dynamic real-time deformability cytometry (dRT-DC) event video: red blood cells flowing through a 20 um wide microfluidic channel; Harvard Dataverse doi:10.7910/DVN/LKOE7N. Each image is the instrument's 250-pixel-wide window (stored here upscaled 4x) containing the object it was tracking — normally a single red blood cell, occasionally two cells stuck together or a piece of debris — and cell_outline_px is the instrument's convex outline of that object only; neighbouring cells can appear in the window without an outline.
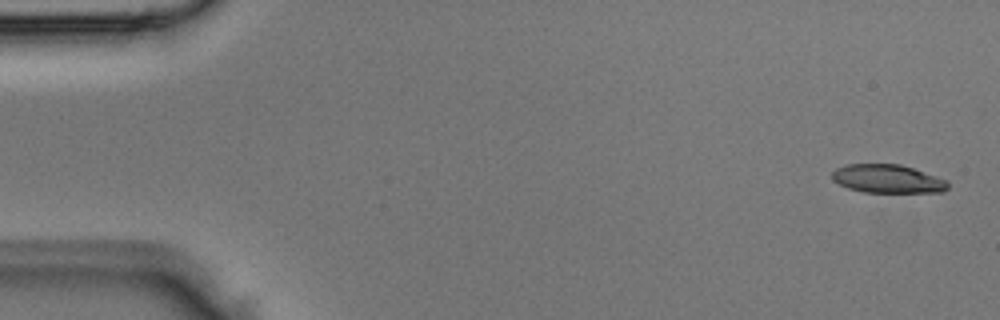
{"species": "Egyptian fruit bat (a non-hibernating species)", "species_latin": "Rousettus aegyptiacus", "temperature_condition": "room temperature", "stored_images_in_passage": 4, "camera_frame_rate_fps": 3000, "um_per_image_px": 0.085, "animal": {"sex": "male"}, "frame": {"image": 1, "passage_image": 1, "time_ms": 0.0, "image_size_px": [1000, 320], "cell_outline_px": [[948, 188], [944, 192], [864, 192], [848, 188], [832, 180], [832, 172], [836, 168], [848, 164], [900, 164], [948, 180]], "centroid_in_image_um": [75.45, 15.2], "position_along_channel_um": 9.6, "area_um2": 19.13}}
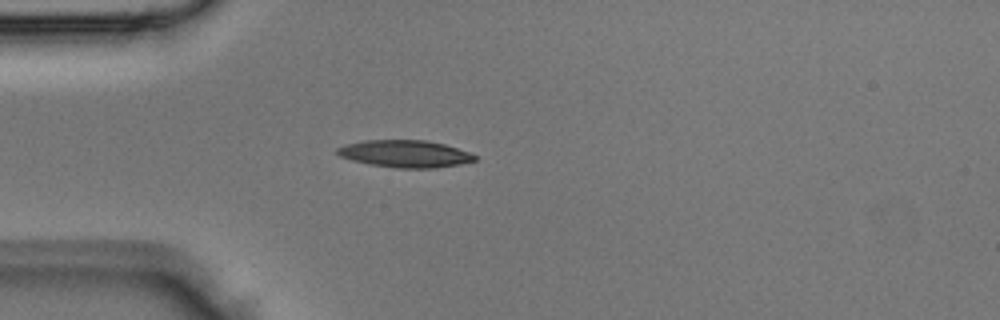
{"frame": {"image": 2, "passage_image": 4, "time_ms": 1.0, "image_size_px": [1000, 320], "cell_outline_px": [[476, 160], [460, 164], [436, 168], [400, 168], [368, 164], [352, 160], [340, 156], [336, 152], [336, 148], [344, 144], [364, 140], [424, 140], [444, 144], [468, 152], [476, 156]], "centroid_in_image_um": [34.39, 13.07], "position_along_channel_um": 50.6, "area_um2": 21.73}}